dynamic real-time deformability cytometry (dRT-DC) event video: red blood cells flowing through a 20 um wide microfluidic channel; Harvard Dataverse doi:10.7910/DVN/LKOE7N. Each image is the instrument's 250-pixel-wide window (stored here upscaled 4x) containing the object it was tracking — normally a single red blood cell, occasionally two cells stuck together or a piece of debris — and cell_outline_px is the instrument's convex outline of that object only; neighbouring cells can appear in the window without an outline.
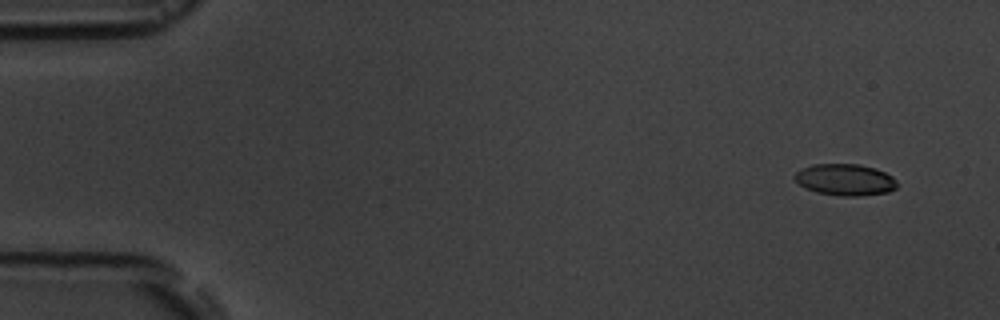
{"species": "common noctule bat (a hibernating species)", "species_latin": "Nyctalus noctula", "temperature_condition": "room temperature", "stored_images_in_passage": 4, "segment_of_instrument_passage": [2, 2], "camera_frame_rate_fps": 3000, "um_per_image_px": 0.085, "animal": {"sex": "male", "body_mass_g": 19.5, "forearm_length_mm": 54.6}, "frame": {"image": 1, "passage_image": 4, "time_ms": 4.667, "image_size_px": [1000, 320], "cell_outline_px": [[896, 188], [888, 192], [860, 196], [840, 196], [816, 192], [804, 188], [792, 176], [796, 172], [812, 164], [860, 164], [876, 168], [892, 176], [896, 180]], "centroid_in_image_um": [71.83, 15.28], "position_along_channel_um": 13.2, "area_um2": 18.9}}